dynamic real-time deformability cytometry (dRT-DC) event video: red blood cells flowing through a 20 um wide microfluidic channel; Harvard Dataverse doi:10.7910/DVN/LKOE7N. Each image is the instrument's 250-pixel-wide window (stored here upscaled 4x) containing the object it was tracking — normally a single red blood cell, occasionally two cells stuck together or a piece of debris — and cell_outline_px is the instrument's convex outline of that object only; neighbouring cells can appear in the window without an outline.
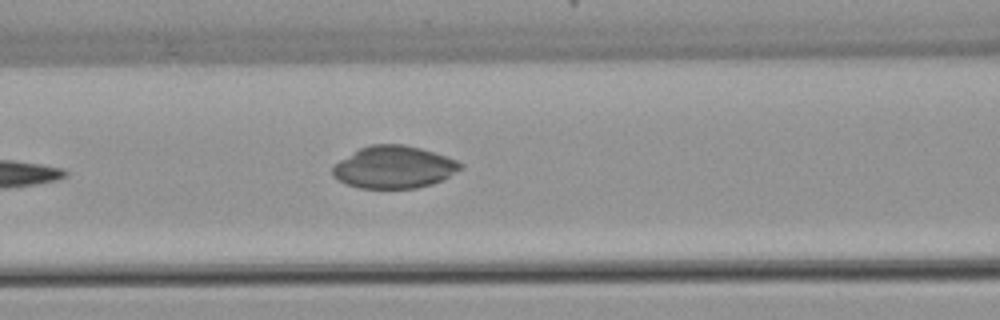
{"species": "common noctule bat (a hibernating species)", "species_latin": "Nyctalus noctula", "temperature_condition": "warm", "stored_images_in_passage": 5, "camera_frame_rate_fps": 3000, "um_per_image_px": 0.085, "animal": {"sex": "female", "body_mass_g": 22.7, "forearm_length_mm": 54.2}, "frame": {"image": 1, "passage_image": 4, "time_ms": 4.0, "image_size_px": [1000, 320], "cell_outline_px": [[464, 168], [432, 184], [416, 188], [360, 188], [348, 184], [332, 176], [332, 164], [360, 148], [368, 144], [404, 144], [420, 148], [448, 156], [464, 164]], "centroid_in_image_um": [33.48, 14.19], "position_along_channel_um": 133.1, "area_um2": 31.62}}